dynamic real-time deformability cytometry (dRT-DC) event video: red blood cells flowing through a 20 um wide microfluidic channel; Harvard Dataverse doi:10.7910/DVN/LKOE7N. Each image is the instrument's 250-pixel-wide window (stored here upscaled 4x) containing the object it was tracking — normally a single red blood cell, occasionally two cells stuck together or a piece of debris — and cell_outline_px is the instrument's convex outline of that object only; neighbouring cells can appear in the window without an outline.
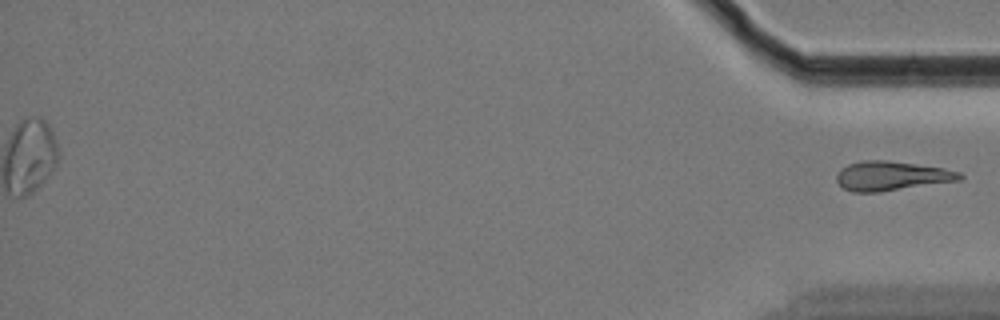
{"species": "Egyptian fruit bat (a non-hibernating species)", "species_latin": "Rousettus aegyptiacus", "temperature_condition": "cold", "stored_images_in_passage": 51, "segment_of_instrument_passage": [2, 2], "camera_frame_rate_fps": 3000, "um_per_image_px": 0.085, "animal": {"sex": "female"}, "frame": {"image": 1, "passage_image": 51, "time_ms": 16.667, "image_size_px": [1000, 320], "cell_outline_px": [[964, 176], [960, 180], [880, 192], [852, 192], [844, 188], [836, 180], [836, 176], [840, 168], [848, 164], [864, 160], [888, 160], [944, 168], [960, 172]], "centroid_in_image_um": [75.77, 14.95], "position_along_channel_um": 359.4, "area_um2": 21.04}}